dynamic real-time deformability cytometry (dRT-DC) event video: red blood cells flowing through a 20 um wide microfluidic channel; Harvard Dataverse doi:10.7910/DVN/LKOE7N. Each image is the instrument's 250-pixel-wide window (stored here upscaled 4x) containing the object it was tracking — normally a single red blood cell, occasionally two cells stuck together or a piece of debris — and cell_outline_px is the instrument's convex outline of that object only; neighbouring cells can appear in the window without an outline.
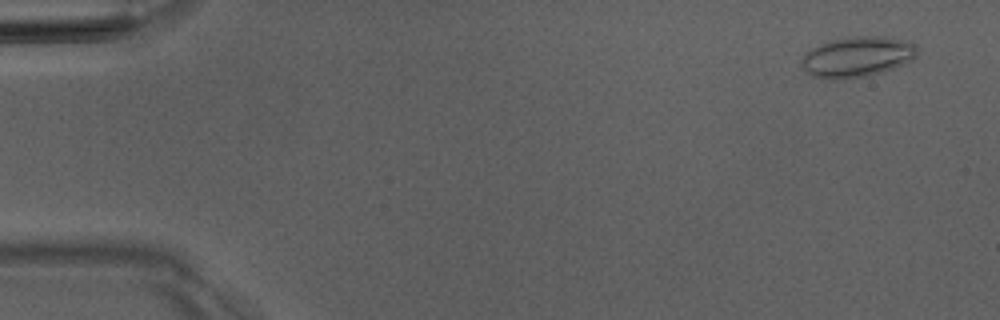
{"species": "Egyptian fruit bat (a non-hibernating species)", "species_latin": "Rousettus aegyptiacus", "temperature_condition": "room temperature", "stored_images_in_passage": 5, "camera_frame_rate_fps": 3000, "um_per_image_px": 0.085, "animal": {"sex": "male"}, "frame": {"image": 1, "passage_image": 1, "time_ms": 0.0, "image_size_px": [1000, 320], "cell_outline_px": [[916, 56], [912, 60], [904, 64], [868, 76], [832, 80], [812, 76], [800, 64], [800, 60], [812, 48], [828, 40], [852, 36], [884, 36], [908, 40], [916, 44]], "centroid_in_image_um": [72.87, 4.81], "position_along_channel_um": 12.1, "area_um2": 27.4}}